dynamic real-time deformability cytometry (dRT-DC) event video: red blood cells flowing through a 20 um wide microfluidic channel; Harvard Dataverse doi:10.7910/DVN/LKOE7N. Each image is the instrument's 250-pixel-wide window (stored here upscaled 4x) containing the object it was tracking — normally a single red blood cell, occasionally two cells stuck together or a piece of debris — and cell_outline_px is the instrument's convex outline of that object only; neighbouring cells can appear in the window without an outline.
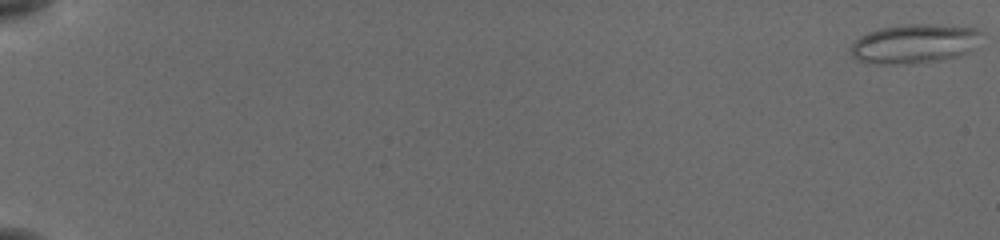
{"species": "common noctule bat (a hibernating species)", "species_latin": "Nyctalus noctula", "temperature_condition": "cold", "stored_images_in_passage": 47, "camera_frame_rate_fps": 3000, "um_per_image_px": 0.085, "animal": {"sex": "female", "body_mass_g": 19.5, "forearm_length_mm": 54.1}, "frame": {"image": 1, "passage_image": 1, "time_ms": 0.0, "image_size_px": [1000, 240], "cell_outline_px": [[980, 48], [956, 56], [908, 64], [884, 64], [860, 60], [852, 56], [852, 44], [860, 36], [868, 32], [880, 28], [908, 24], [928, 24], [976, 28], [980, 32]], "centroid_in_image_um": [77.78, 3.7], "position_along_channel_um": 7.2, "area_um2": 29.54}}
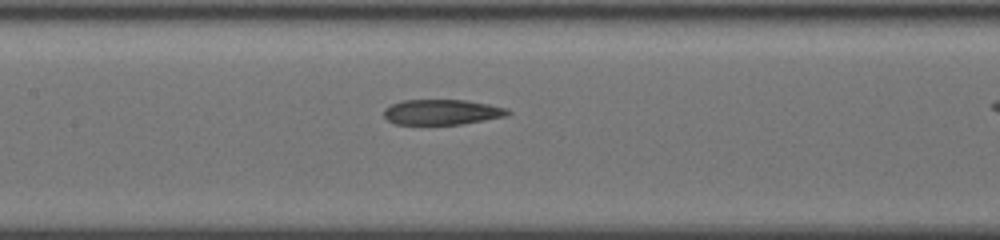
{"frame": {"image": 2, "passage_image": 30, "time_ms": 9.667, "image_size_px": [1000, 240], "cell_outline_px": [[512, 112], [504, 116], [460, 124], [396, 124], [388, 120], [384, 116], [384, 108], [400, 100], [468, 100], [508, 108]], "centroid_in_image_um": [37.54, 9.51], "position_along_channel_um": 169.9, "area_um2": 18.15}}
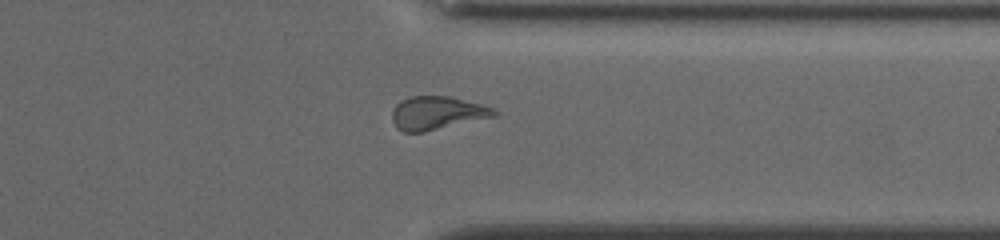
{"frame": {"image": 3, "passage_image": 46, "time_ms": 15.0, "image_size_px": [1000, 240], "cell_outline_px": [[496, 116], [424, 132], [404, 132], [396, 128], [392, 120], [392, 112], [396, 104], [400, 100], [408, 96], [448, 96], [484, 104], [492, 108], [496, 112]], "centroid_in_image_um": [37.12, 9.6], "position_along_channel_um": 374.3, "area_um2": 19.88}}